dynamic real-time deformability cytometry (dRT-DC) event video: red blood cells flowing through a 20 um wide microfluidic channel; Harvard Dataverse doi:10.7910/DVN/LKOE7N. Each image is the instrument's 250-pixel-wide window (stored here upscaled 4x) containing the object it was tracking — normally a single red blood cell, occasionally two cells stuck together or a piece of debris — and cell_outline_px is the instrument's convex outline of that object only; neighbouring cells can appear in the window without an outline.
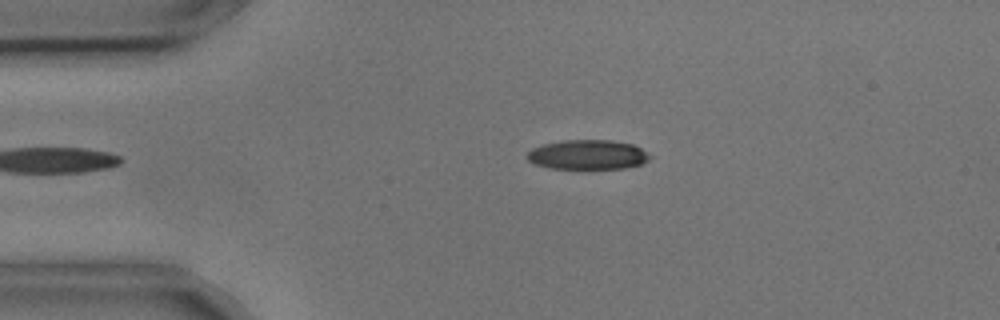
{"species": "common noctule bat (a hibernating species)", "species_latin": "Nyctalus noctula", "temperature_condition": "cold", "stored_images_in_passage": 3, "camera_frame_rate_fps": 3000, "um_per_image_px": 0.085, "animal": {"sex": "male", "body_mass_g": 17.9, "forearm_length_mm": 54.2}, "frame": {"image": 1, "passage_image": 3, "time_ms": 0.667, "image_size_px": [1000, 320], "cell_outline_px": [[652, 156], [648, 160], [640, 164], [624, 168], [548, 168], [536, 164], [528, 160], [524, 156], [532, 148], [544, 144], [560, 140], [612, 140], [632, 144], [640, 148]], "centroid_in_image_um": [49.92, 13.14], "position_along_channel_um": 35.1, "area_um2": 21.1}}